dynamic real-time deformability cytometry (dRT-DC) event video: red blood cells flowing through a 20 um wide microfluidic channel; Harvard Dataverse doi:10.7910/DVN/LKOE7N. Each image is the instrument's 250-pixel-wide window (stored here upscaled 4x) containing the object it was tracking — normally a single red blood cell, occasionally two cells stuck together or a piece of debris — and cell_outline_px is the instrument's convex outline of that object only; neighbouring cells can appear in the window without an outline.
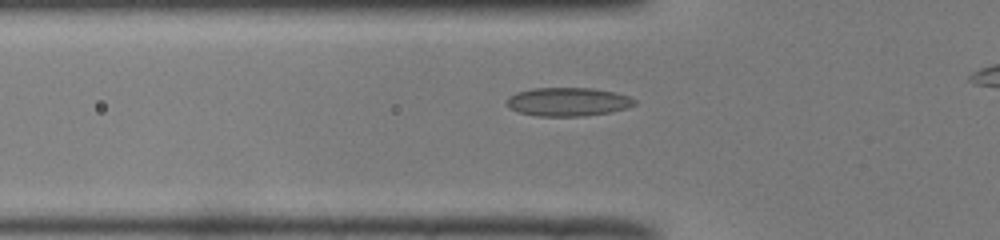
{"species": "common noctule bat (a hibernating species)", "species_latin": "Nyctalus noctula", "temperature_condition": "room temperature", "stored_images_in_passage": 38, "camera_frame_rate_fps": 3000, "um_per_image_px": 0.085, "animal": {"sex": "male", "body_mass_g": 19.0, "forearm_length_mm": 50.8}, "frame": {"image": 1, "passage_image": 13, "time_ms": 4.0, "image_size_px": [1000, 240], "cell_outline_px": [[636, 104], [628, 108], [612, 112], [584, 116], [536, 116], [520, 112], [508, 108], [508, 96], [516, 92], [532, 88], [592, 88], [616, 92], [628, 96], [636, 100]], "centroid_in_image_um": [48.3, 8.65], "position_along_channel_um": 77.5, "area_um2": 21.44}}
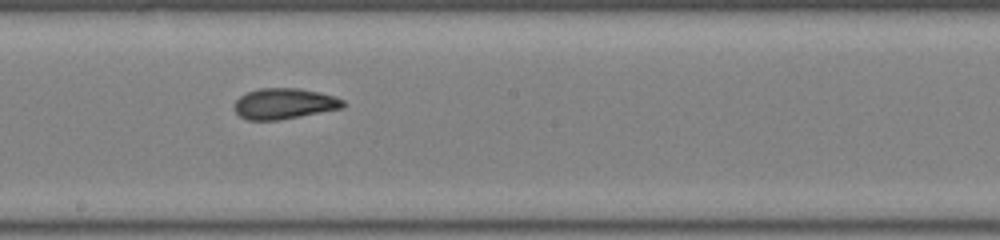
{"frame": {"image": 2, "passage_image": 24, "time_ms": 7.667, "image_size_px": [1000, 240], "cell_outline_px": [[348, 104], [344, 108], [280, 120], [248, 120], [240, 116], [232, 108], [232, 104], [240, 96], [248, 92], [260, 88], [300, 88], [320, 92], [344, 100]], "centroid_in_image_um": [24.17, 8.81], "position_along_channel_um": 224.0, "area_um2": 19.77}}
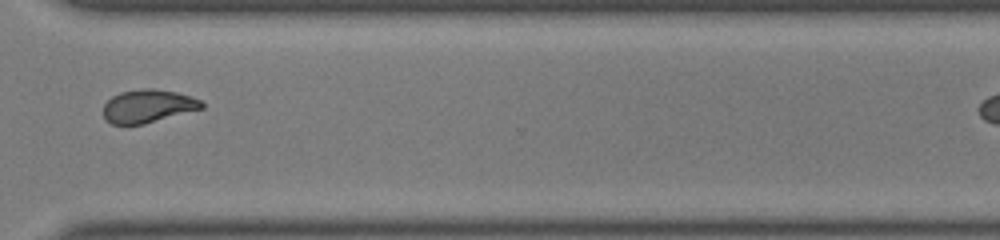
{"frame": {"image": 3, "passage_image": 34, "time_ms": 11.0, "image_size_px": [1000, 240], "cell_outline_px": [[204, 108], [144, 124], [112, 124], [104, 120], [104, 104], [112, 96], [120, 92], [144, 88], [152, 88], [176, 92], [192, 96], [200, 100], [204, 104]], "centroid_in_image_um": [12.58, 9.02], "position_along_channel_um": 358.0, "area_um2": 19.02}}